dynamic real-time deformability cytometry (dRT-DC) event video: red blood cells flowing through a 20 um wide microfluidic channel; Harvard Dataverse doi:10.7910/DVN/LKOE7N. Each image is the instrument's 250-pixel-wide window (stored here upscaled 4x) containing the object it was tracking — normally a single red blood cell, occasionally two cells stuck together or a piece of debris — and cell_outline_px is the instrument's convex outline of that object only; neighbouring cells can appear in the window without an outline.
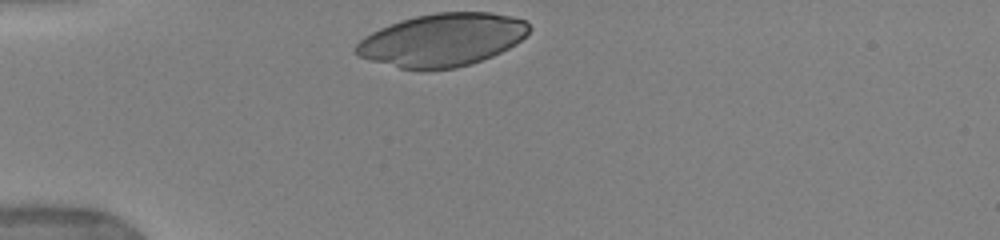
{"species": "human", "species_latin": "Homo sapiens", "temperature_condition": "warm", "stored_images_in_passage": 13, "camera_frame_rate_fps": 3000, "um_per_image_px": 0.085, "donor": {"sex": "female"}, "frame": {"image": 1, "passage_image": 1, "time_ms": 0.0, "image_size_px": [1000, 240], "cell_outline_px": [[532, 28], [516, 44], [492, 56], [472, 64], [456, 68], [424, 72], [400, 68], [368, 60], [360, 56], [356, 52], [356, 44], [364, 36], [380, 28], [400, 20], [416, 16], [436, 12], [492, 12], [512, 16], [524, 20]], "centroid_in_image_um": [37.59, 3.41], "position_along_channel_um": 47.4, "area_um2": 53.75}}